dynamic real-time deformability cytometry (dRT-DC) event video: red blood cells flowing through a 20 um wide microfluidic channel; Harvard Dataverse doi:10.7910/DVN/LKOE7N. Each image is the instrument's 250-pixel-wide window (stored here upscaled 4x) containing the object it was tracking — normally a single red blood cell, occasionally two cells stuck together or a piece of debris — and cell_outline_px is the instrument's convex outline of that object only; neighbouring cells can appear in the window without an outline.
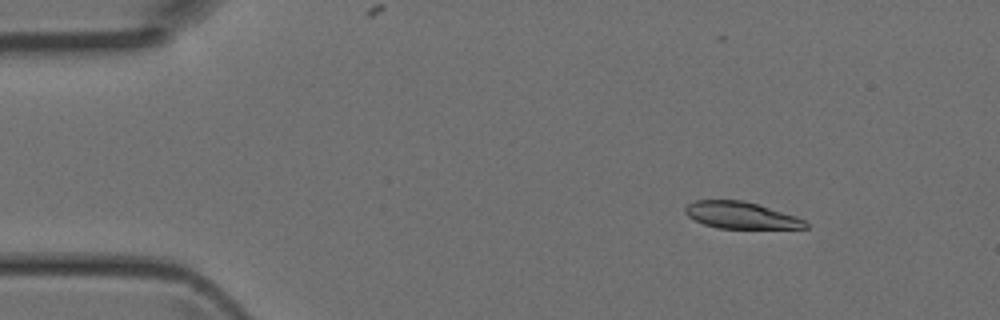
{"species": "Egyptian fruit bat (a non-hibernating species)", "species_latin": "Rousettus aegyptiacus", "temperature_condition": "room temperature", "stored_images_in_passage": 3, "segment_of_instrument_passage": [2, 2], "camera_frame_rate_fps": 3000, "um_per_image_px": 0.085, "animal": {"sex": "female"}, "frame": {"image": 1, "passage_image": 3, "time_ms": 0.667, "image_size_px": [1000, 320], "cell_outline_px": [[808, 228], [716, 228], [704, 224], [688, 216], [684, 212], [684, 208], [688, 204], [696, 200], [744, 200], [796, 216], [804, 220], [808, 224]], "centroid_in_image_um": [62.96, 18.29], "position_along_channel_um": 22.0, "area_um2": 18.61}}